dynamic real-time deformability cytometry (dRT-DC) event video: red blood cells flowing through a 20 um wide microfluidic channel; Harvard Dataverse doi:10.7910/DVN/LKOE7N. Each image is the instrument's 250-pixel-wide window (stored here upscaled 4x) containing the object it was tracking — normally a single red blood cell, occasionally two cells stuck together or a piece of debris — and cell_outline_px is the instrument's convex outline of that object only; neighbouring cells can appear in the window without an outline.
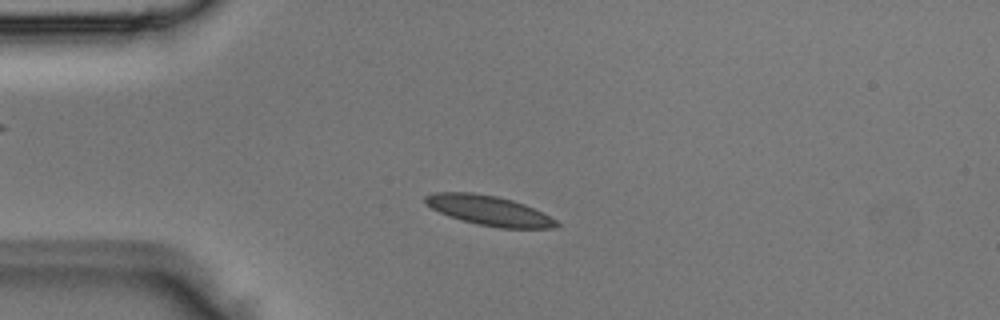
{"species": "Egyptian fruit bat (a non-hibernating species)", "species_latin": "Rousettus aegyptiacus", "temperature_condition": "room temperature", "stored_images_in_passage": 3, "camera_frame_rate_fps": 3000, "um_per_image_px": 0.085, "animal": {"sex": "male"}, "frame": {"image": 1, "passage_image": 2, "time_ms": 0.333, "image_size_px": [1000, 320], "cell_outline_px": [[560, 224], [552, 228], [500, 228], [476, 224], [460, 220], [448, 216], [424, 204], [424, 196], [436, 192], [472, 192], [496, 196], [512, 200], [524, 204], [556, 220]], "centroid_in_image_um": [41.51, 17.89], "position_along_channel_um": 43.5, "area_um2": 22.66}}